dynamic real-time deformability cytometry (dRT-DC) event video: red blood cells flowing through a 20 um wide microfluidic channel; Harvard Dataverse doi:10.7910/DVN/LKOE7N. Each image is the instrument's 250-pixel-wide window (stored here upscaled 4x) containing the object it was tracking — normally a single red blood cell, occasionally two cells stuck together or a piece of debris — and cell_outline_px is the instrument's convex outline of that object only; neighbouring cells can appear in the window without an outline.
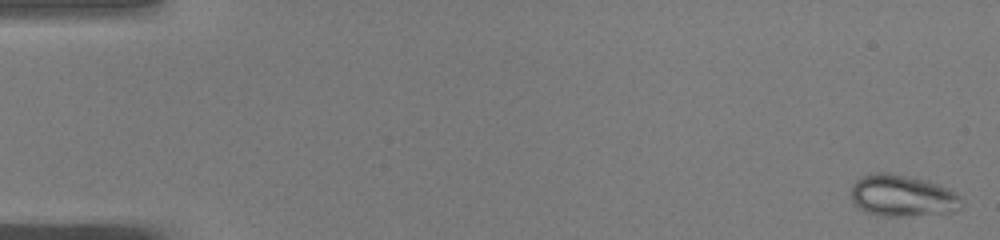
{"species": "common noctule bat (a hibernating species)", "species_latin": "Nyctalus noctula", "temperature_condition": "warm", "stored_images_in_passage": 50, "camera_frame_rate_fps": 3000, "um_per_image_px": 0.085, "animal": {"sex": "male", "body_mass_g": 19.0, "forearm_length_mm": 50.8}, "frame": {"image": 1, "passage_image": 1, "time_ms": 0.0, "image_size_px": [1000, 240], "cell_outline_px": [[960, 208], [948, 212], [900, 216], [880, 216], [868, 212], [860, 208], [852, 200], [852, 184], [856, 180], [864, 176], [876, 172], [888, 172], [928, 180], [948, 188], [956, 192], [960, 196]], "centroid_in_image_um": [76.69, 16.62], "position_along_channel_um": 8.3, "area_um2": 26.53}}
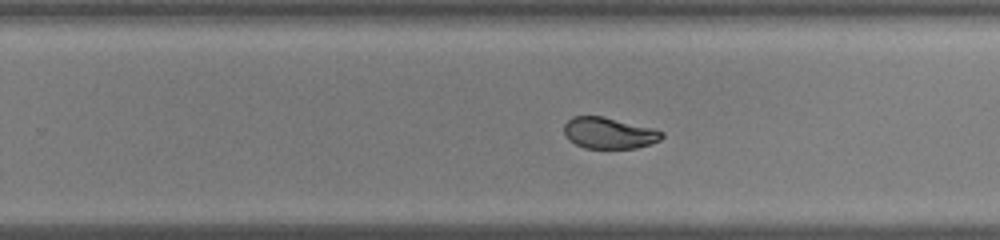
{"frame": {"image": 2, "passage_image": 32, "time_ms": 10.333, "image_size_px": [1000, 240], "cell_outline_px": [[664, 136], [660, 140], [636, 148], [584, 148], [568, 140], [564, 132], [564, 124], [572, 116], [604, 116], [652, 128], [664, 132]], "centroid_in_image_um": [51.74, 11.3], "position_along_channel_um": 278.1, "area_um2": 17.8}}
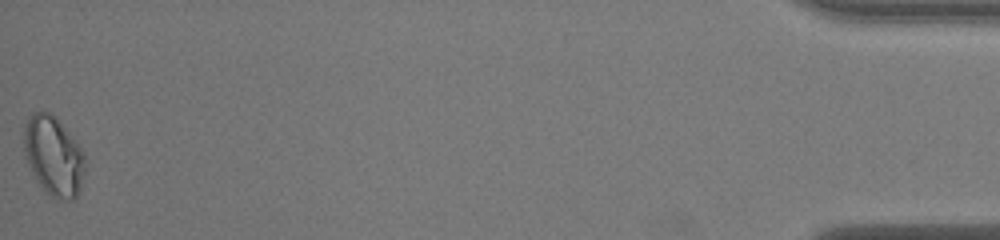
{"frame": {"image": 3, "passage_image": 50, "time_ms": 16.333, "image_size_px": [1000, 240], "cell_outline_px": [[84, 172], [80, 188], [76, 196], [72, 200], [60, 200], [52, 196], [36, 180], [24, 156], [20, 132], [24, 124], [32, 112], [52, 112], [56, 116], [84, 152]], "centroid_in_image_um": [4.5, 13.2], "position_along_channel_um": 430.7, "area_um2": 28.61}, "authors_computed_cell_mechanics": {"area_um2": 20.7502, "velocity_mm_per_s": 4.0718, "shape_relaxation_time_tau1_ms": 10.3721, "shape_relaxation_time_tau2_ms": null, "deformation_change_tau1": 0.2642, "deformation_change_tau2": null}}